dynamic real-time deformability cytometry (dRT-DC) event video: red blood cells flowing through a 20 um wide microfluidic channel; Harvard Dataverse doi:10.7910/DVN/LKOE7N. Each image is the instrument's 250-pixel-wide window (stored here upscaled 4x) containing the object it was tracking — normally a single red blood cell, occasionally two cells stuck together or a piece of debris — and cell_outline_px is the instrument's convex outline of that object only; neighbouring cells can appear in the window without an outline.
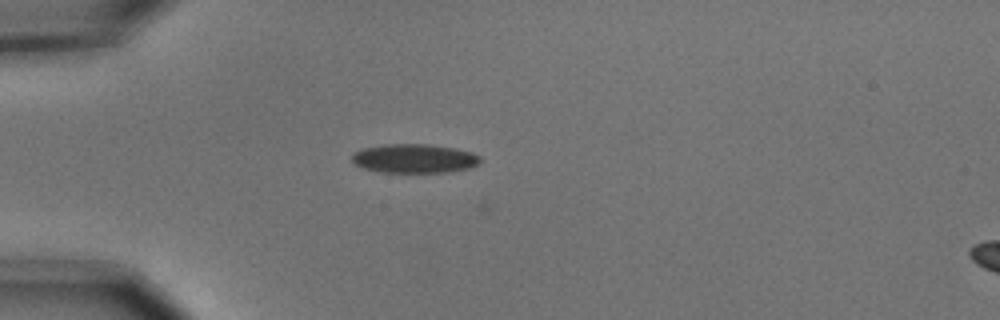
{"species": "common noctule bat (a hibernating species)", "species_latin": "Nyctalus noctula", "temperature_condition": "cold", "stored_images_in_passage": 6, "camera_frame_rate_fps": 3000, "um_per_image_px": 0.085, "animal": {"sex": "male", "body_mass_g": 15.6}, "frame": {"image": 1, "passage_image": 5, "time_ms": 1.333, "image_size_px": [1000, 320], "cell_outline_px": [[480, 160], [476, 164], [468, 168], [448, 172], [380, 172], [364, 168], [356, 164], [352, 160], [352, 152], [360, 148], [384, 144], [428, 144], [456, 148], [472, 152], [480, 156]], "centroid_in_image_um": [35.18, 13.46], "position_along_channel_um": 49.8, "area_um2": 21.73}}